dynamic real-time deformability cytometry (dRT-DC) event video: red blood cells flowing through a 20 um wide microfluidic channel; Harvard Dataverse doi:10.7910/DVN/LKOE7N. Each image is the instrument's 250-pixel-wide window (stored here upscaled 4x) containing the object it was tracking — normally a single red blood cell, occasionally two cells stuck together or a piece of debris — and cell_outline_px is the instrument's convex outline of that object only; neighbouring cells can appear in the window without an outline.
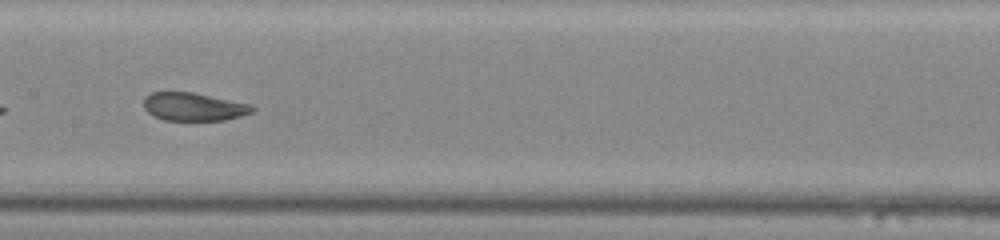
{"species": "common noctule bat (a hibernating species)", "species_latin": "Nyctalus noctula", "temperature_condition": "warm", "stored_images_in_passage": 34, "camera_frame_rate_fps": 3000, "um_per_image_px": 0.085, "animal": {"sex": "male", "body_mass_g": 20.0, "forearm_length_mm": 53.3}, "frame": {"image": 1, "passage_image": 10, "time_ms": 3.0, "image_size_px": [1000, 240], "cell_outline_px": [[256, 108], [252, 112], [240, 116], [224, 120], [164, 120], [152, 116], [144, 108], [144, 96], [152, 92], [192, 92], [252, 104]], "centroid_in_image_um": [16.45, 9.07], "position_along_channel_um": 190.9, "area_um2": 17.86}}
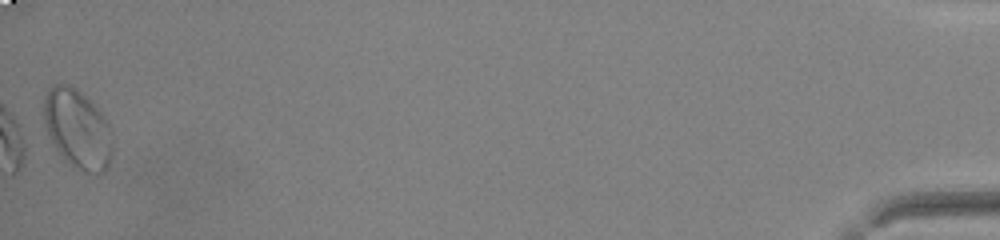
{"frame": {"image": 2, "passage_image": 34, "time_ms": 11.0, "image_size_px": [1000, 240], "cell_outline_px": [[112, 156], [104, 172], [84, 172], [76, 168], [56, 148], [44, 124], [44, 100], [48, 92], [56, 84], [68, 84], [76, 88], [100, 112], [112, 128]], "centroid_in_image_um": [6.62, 10.96], "position_along_channel_um": 428.6, "area_um2": 30.92}, "authors_computed_cell_mechanics": {"area_um2": 18.6405, "velocity_mm_per_s": 4.2368, "shape_relaxation_time_tau1_ms": 4.2739, "shape_relaxation_time_tau2_ms": 1.2411, "deformation_change_tau1": 0.1234, "deformation_change_tau2": 0.0733}}